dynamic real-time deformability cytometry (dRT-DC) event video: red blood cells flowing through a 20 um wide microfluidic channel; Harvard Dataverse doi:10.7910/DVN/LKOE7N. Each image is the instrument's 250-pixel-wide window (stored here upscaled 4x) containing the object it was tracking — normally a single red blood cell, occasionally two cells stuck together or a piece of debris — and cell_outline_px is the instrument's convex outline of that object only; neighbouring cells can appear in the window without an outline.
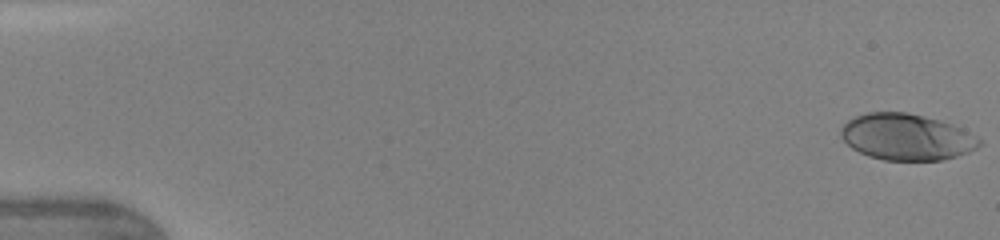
{"species": "human", "species_latin": "Homo sapiens", "temperature_condition": "warm", "stored_images_in_passage": 47, "camera_frame_rate_fps": 3000, "um_per_image_px": 0.085, "donor": {"sex": "female"}, "frame": {"image": 1, "passage_image": 1, "time_ms": 0.0, "image_size_px": [1000, 240], "cell_outline_px": [[980, 144], [976, 148], [968, 152], [956, 156], [940, 160], [884, 160], [868, 156], [852, 148], [840, 136], [840, 128], [848, 120], [856, 116], [868, 112], [908, 112], [940, 120], [952, 124], [976, 136], [980, 140]], "centroid_in_image_um": [77.03, 11.64], "position_along_channel_um": 8.0, "area_um2": 37.22}}
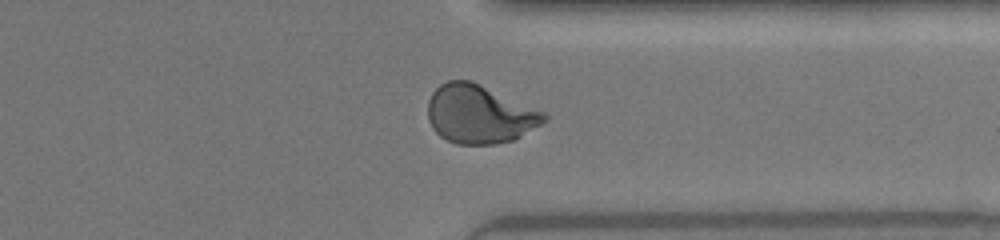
{"frame": {"image": 2, "passage_image": 37, "time_ms": 12.0, "image_size_px": [1000, 240], "cell_outline_px": [[548, 120], [520, 136], [512, 140], [492, 144], [456, 144], [440, 136], [432, 128], [428, 120], [428, 100], [432, 92], [440, 84], [448, 80], [472, 80], [548, 112]], "centroid_in_image_um": [40.78, 9.68], "position_along_channel_um": 370.6, "area_um2": 40.06}}
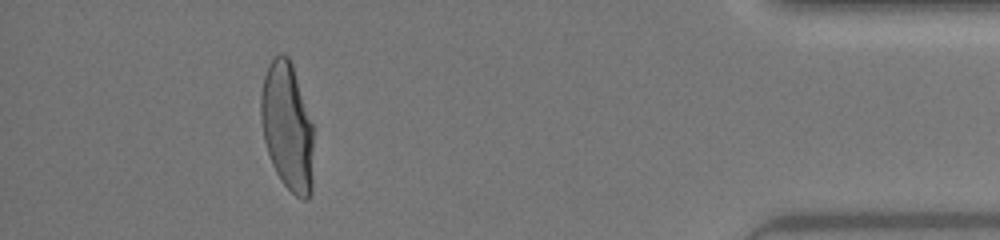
{"frame": {"image": 3, "passage_image": 43, "time_ms": 14.0, "image_size_px": [1000, 240], "cell_outline_px": [[312, 192], [308, 200], [304, 200], [296, 196], [280, 180], [272, 164], [264, 140], [260, 116], [260, 96], [264, 76], [268, 64], [280, 52], [288, 56], [292, 64], [312, 124]], "centroid_in_image_um": [24.4, 10.77], "position_along_channel_um": 410.8, "area_um2": 39.07}, "authors_computed_cell_mechanics": {"area_um2": 38.4948, "velocity_mm_per_s": 4.3607, "shape_relaxation_time_tau1_ms": 3.8143, "shape_relaxation_time_tau2_ms": null, "deformation_change_tau1": 0.1959, "deformation_change_tau2": null}}